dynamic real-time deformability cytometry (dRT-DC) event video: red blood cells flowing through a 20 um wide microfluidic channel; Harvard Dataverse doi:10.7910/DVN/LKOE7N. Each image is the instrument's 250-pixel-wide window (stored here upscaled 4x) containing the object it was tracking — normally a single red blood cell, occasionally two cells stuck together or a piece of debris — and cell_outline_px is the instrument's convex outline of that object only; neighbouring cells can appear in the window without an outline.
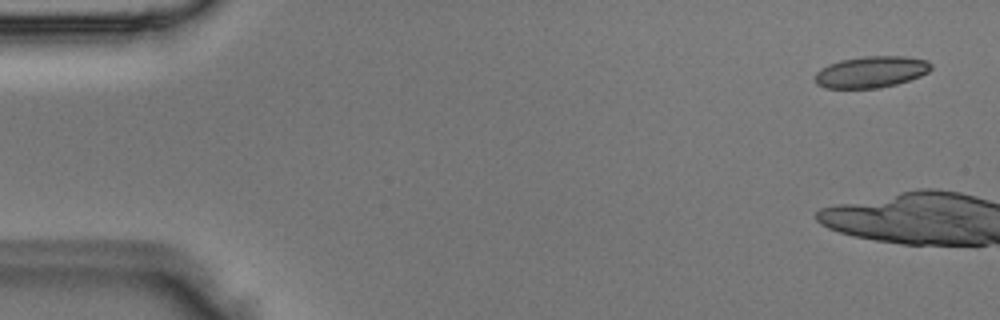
{"species": "Egyptian fruit bat (a non-hibernating species)", "species_latin": "Rousettus aegyptiacus", "temperature_condition": "room temperature", "stored_images_in_passage": 3, "camera_frame_rate_fps": 3000, "um_per_image_px": 0.085, "animal": {"sex": "male"}, "frame": {"image": 1, "passage_image": 1, "time_ms": 0.0, "image_size_px": [1000, 320], "cell_outline_px": [[932, 68], [928, 72], [920, 76], [896, 84], [880, 88], [824, 88], [816, 84], [816, 72], [820, 68], [828, 64], [840, 60], [864, 56], [908, 56], [928, 60], [932, 64]], "centroid_in_image_um": [74.06, 6.1], "position_along_channel_um": 10.9, "area_um2": 21.44}}